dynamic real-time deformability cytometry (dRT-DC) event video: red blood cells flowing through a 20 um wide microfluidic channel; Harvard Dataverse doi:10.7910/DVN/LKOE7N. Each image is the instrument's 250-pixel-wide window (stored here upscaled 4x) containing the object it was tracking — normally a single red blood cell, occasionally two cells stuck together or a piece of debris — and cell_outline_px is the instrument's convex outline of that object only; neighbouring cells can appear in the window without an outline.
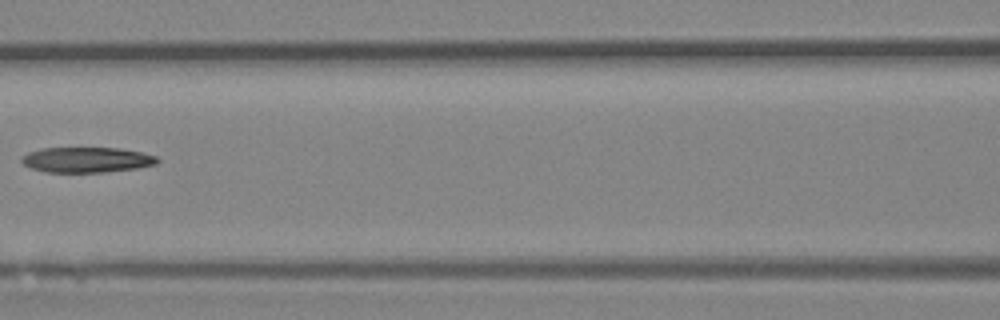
{"species": "Egyptian fruit bat (a non-hibernating species)", "species_latin": "Rousettus aegyptiacus", "temperature_condition": "room temperature", "stored_images_in_passage": 4, "camera_frame_rate_fps": 3000, "um_per_image_px": 0.085, "animal": {"sex": "female"}, "frame": {"image": 1, "passage_image": 4, "time_ms": 1.0, "image_size_px": [1000, 320], "cell_outline_px": [[160, 160], [156, 164], [136, 168], [104, 172], [44, 172], [32, 168], [24, 164], [20, 160], [20, 156], [28, 152], [44, 148], [120, 148], [140, 152], [156, 156]], "centroid_in_image_um": [7.35, 13.58], "position_along_channel_um": 159.3, "area_um2": 20.0}}